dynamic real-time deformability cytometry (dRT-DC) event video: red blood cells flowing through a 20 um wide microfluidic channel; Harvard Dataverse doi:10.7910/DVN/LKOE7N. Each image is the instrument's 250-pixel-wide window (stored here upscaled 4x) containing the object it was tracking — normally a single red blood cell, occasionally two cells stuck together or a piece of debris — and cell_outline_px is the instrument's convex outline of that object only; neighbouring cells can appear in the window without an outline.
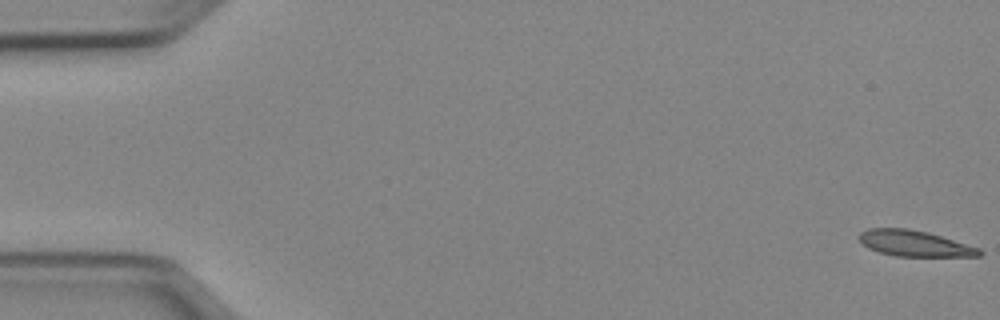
{"species": "Egyptian fruit bat (a non-hibernating species)", "species_latin": "Rousettus aegyptiacus", "temperature_condition": "cold", "stored_images_in_passage": 52, "camera_frame_rate_fps": 3000, "um_per_image_px": 0.085, "animal": {"sex": "female"}, "frame": {"image": 1, "passage_image": 1, "time_ms": 0.0, "image_size_px": [1000, 320], "cell_outline_px": [[984, 252], [980, 256], [896, 256], [880, 252], [868, 248], [856, 236], [860, 232], [868, 228], [908, 228], [928, 232], [980, 248]], "centroid_in_image_um": [77.72, 20.68], "position_along_channel_um": 7.3, "area_um2": 18.15}}
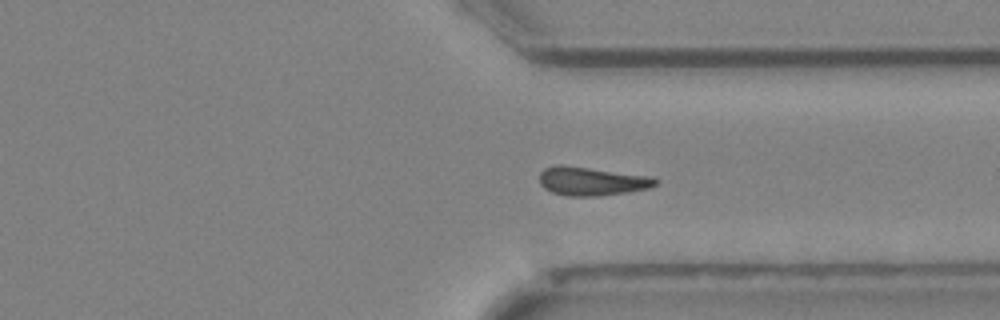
{"frame": {"image": 2, "passage_image": 39, "time_ms": 12.667, "image_size_px": [1000, 320], "cell_outline_px": [[660, 180], [656, 184], [648, 188], [628, 192], [596, 196], [568, 196], [552, 192], [544, 188], [540, 184], [540, 172], [544, 168], [556, 164], [560, 164], [652, 176]], "centroid_in_image_um": [50.29, 15.39], "position_along_channel_um": 361.1, "area_um2": 19.42}}
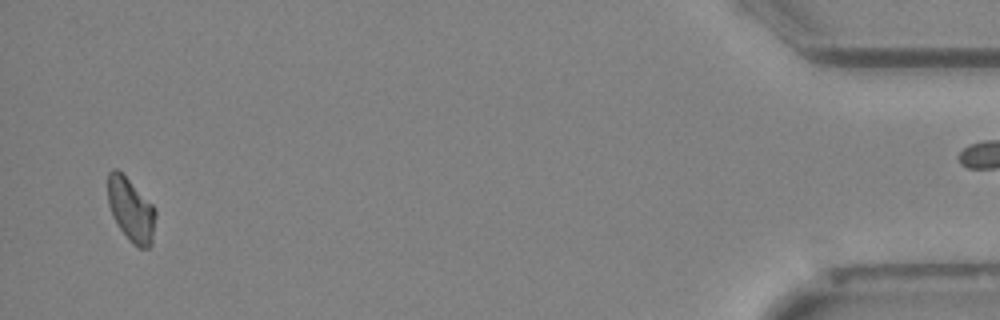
{"frame": {"image": 3, "passage_image": 50, "time_ms": 16.333, "image_size_px": [1000, 320], "cell_outline_px": [[156, 216], [152, 244], [148, 248], [140, 248], [132, 244], [120, 228], [112, 216], [108, 204], [108, 172], [112, 168], [116, 168], [156, 208]], "centroid_in_image_um": [11.14, 17.86], "position_along_channel_um": 424.1, "area_um2": 17.57}}